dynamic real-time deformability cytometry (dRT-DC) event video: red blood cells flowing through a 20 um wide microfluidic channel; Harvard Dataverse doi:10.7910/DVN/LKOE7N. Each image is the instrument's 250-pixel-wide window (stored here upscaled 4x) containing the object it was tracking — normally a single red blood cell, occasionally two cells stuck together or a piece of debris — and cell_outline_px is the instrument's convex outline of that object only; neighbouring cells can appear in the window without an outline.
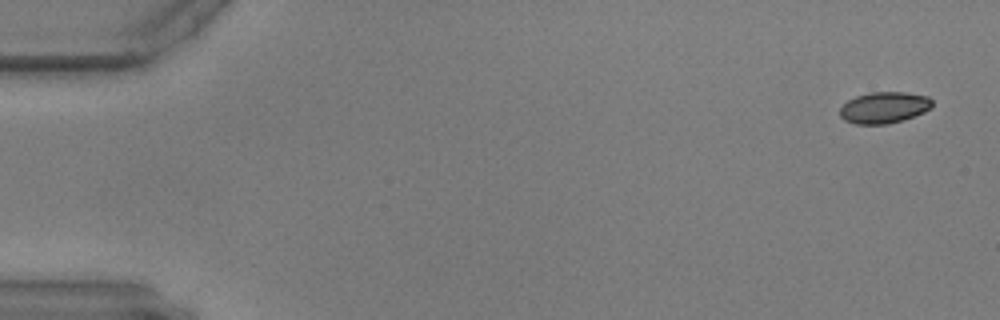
{"species": "common noctule bat (a hibernating species)", "species_latin": "Nyctalus noctula", "temperature_condition": "warm", "stored_images_in_passage": 7, "camera_frame_rate_fps": 3000, "um_per_image_px": 0.085, "animal": {"sex": "male", "body_mass_g": 17.9, "forearm_length_mm": 54.2}, "frame": {"image": 1, "passage_image": 1, "time_ms": 0.0, "image_size_px": [1000, 320], "cell_outline_px": [[932, 108], [924, 112], [888, 124], [856, 124], [844, 120], [840, 116], [840, 108], [848, 100], [856, 96], [872, 92], [904, 92], [928, 96], [932, 100]], "centroid_in_image_um": [75.14, 9.14], "position_along_channel_um": 9.9, "area_um2": 16.76}}